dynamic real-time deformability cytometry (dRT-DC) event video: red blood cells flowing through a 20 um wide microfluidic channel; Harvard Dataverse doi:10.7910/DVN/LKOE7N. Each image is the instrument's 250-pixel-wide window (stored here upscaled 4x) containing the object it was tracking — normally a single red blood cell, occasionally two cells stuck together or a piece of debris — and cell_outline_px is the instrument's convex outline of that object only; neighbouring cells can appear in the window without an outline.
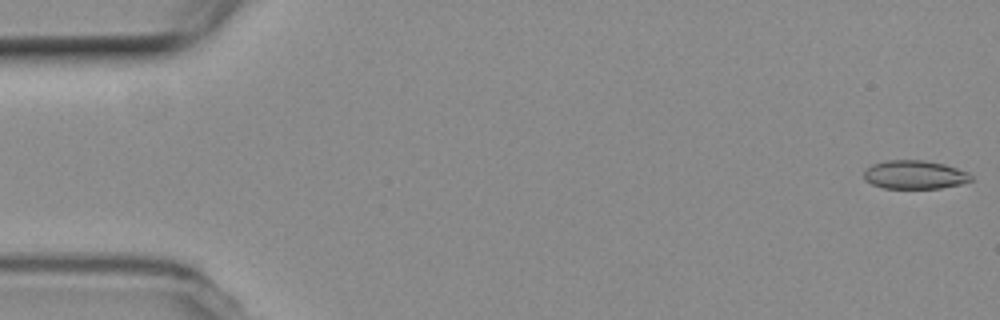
{"species": "common noctule bat (a hibernating species)", "species_latin": "Nyctalus noctula", "temperature_condition": "room temperature", "stored_images_in_passage": 18, "camera_frame_rate_fps": 3000, "um_per_image_px": 0.085, "animal": {"sex": "female", "body_mass_g": 19.3, "forearm_length_mm": 54.1}, "frame": {"image": 1, "passage_image": 1, "time_ms": 0.0, "image_size_px": [1000, 320], "cell_outline_px": [[972, 180], [960, 184], [940, 188], [884, 188], [872, 184], [864, 180], [864, 168], [872, 164], [884, 160], [924, 160], [944, 164], [968, 172], [972, 176]], "centroid_in_image_um": [77.71, 14.84], "position_along_channel_um": 7.3, "area_um2": 17.92}}
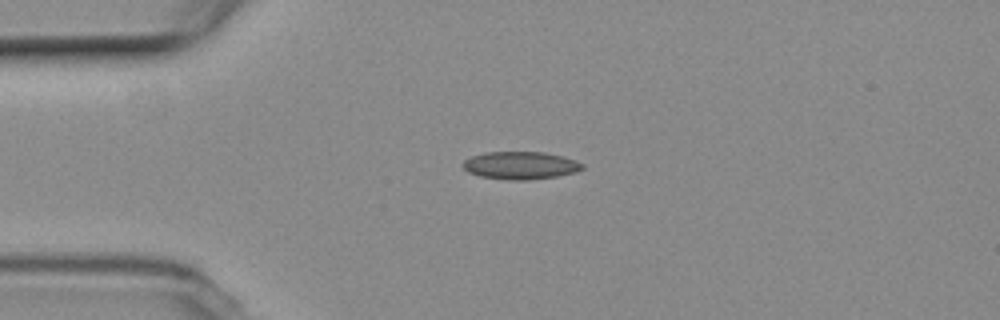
{"frame": {"image": 2, "passage_image": 13, "time_ms": 4.0, "image_size_px": [1000, 320], "cell_outline_px": [[584, 168], [576, 172], [556, 176], [528, 180], [508, 180], [480, 176], [468, 172], [460, 164], [464, 160], [472, 156], [484, 152], [544, 152], [564, 156], [576, 160], [584, 164]], "centroid_in_image_um": [44.24, 14.05], "position_along_channel_um": 40.8, "area_um2": 19.42}}